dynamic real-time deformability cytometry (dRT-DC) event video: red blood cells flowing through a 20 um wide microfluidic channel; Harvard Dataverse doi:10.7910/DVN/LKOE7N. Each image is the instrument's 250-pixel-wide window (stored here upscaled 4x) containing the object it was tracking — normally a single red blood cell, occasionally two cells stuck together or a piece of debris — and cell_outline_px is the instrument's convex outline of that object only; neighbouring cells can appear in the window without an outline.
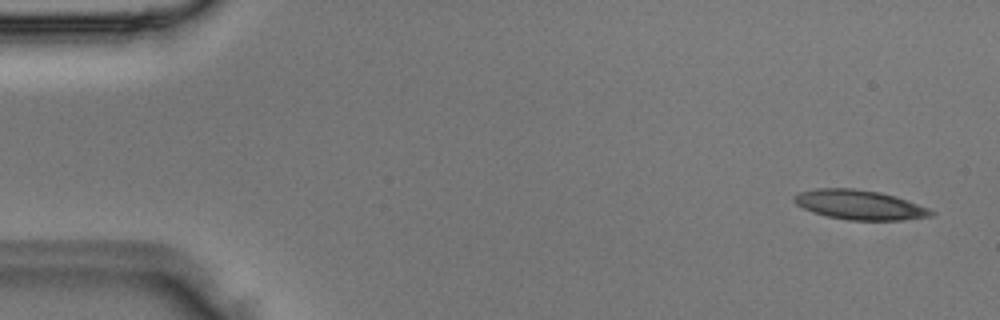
{"species": "Egyptian fruit bat (a non-hibernating species)", "species_latin": "Rousettus aegyptiacus", "temperature_condition": "room temperature", "stored_images_in_passage": 3, "camera_frame_rate_fps": 3000, "um_per_image_px": 0.085, "animal": {"sex": "male"}, "frame": {"image": 1, "passage_image": 1, "time_ms": 0.0, "image_size_px": [1000, 320], "cell_outline_px": [[936, 212], [932, 216], [900, 220], [848, 220], [828, 216], [812, 212], [796, 204], [792, 200], [792, 196], [800, 192], [816, 188], [852, 188], [880, 192], [896, 196], [928, 208]], "centroid_in_image_um": [73.04, 17.4], "position_along_channel_um": 12.0, "area_um2": 23.58}}